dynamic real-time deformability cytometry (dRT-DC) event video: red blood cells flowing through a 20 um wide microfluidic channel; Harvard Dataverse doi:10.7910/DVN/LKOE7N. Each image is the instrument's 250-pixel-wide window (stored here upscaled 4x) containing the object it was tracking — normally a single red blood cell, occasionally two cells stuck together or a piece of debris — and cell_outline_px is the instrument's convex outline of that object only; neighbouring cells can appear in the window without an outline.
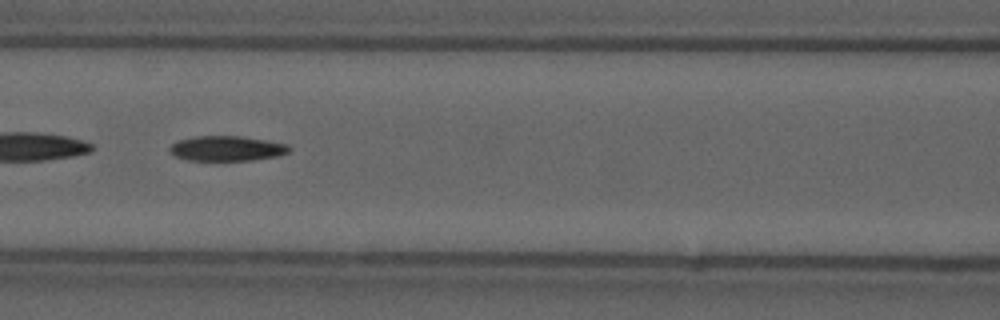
{"species": "common noctule bat (a hibernating species)", "species_latin": "Nyctalus noctula", "temperature_condition": "cold", "stored_images_in_passage": 40, "camera_frame_rate_fps": 3000, "um_per_image_px": 0.085, "animal": {"sex": "male", "forearm_length_mm": 52.5}, "frame": {"image": 1, "passage_image": 12, "time_ms": 3.667, "image_size_px": [1000, 320], "cell_outline_px": [[292, 148], [288, 152], [280, 156], [252, 160], [188, 160], [176, 156], [168, 148], [172, 144], [180, 140], [196, 136], [240, 136], [288, 144]], "centroid_in_image_um": [19.32, 12.62], "position_along_channel_um": 147.3, "area_um2": 17.28}}